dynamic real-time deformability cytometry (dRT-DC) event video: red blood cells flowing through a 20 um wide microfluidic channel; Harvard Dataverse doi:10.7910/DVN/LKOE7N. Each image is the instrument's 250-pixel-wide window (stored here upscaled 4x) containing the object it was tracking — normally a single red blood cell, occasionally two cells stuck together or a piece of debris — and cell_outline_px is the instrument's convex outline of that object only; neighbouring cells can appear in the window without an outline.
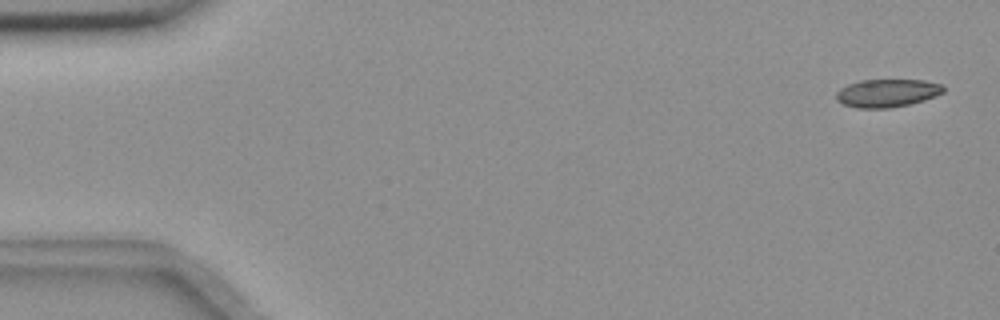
{"species": "common noctule bat (a hibernating species)", "species_latin": "Nyctalus noctula", "temperature_condition": "room temperature", "stored_images_in_passage": 55, "camera_frame_rate_fps": 3000, "um_per_image_px": 0.085, "animal": {"sex": "female", "body_mass_g": 18.4}, "frame": {"image": 1, "passage_image": 2, "time_ms": 0.333, "image_size_px": [1000, 320], "cell_outline_px": [[944, 92], [924, 100], [908, 104], [888, 108], [856, 108], [844, 104], [836, 100], [836, 92], [840, 88], [848, 84], [860, 80], [924, 80], [944, 84]], "centroid_in_image_um": [75.4, 7.9], "position_along_channel_um": 9.6, "area_um2": 17.51}}
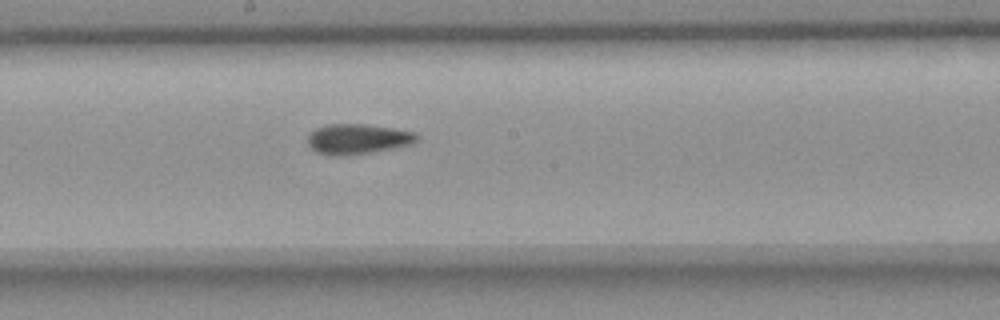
{"frame": {"image": 2, "passage_image": 30, "time_ms": 9.667, "image_size_px": [1000, 320], "cell_outline_px": [[420, 136], [412, 144], [368, 152], [340, 156], [336, 156], [316, 152], [308, 144], [308, 132], [324, 124], [368, 124], [416, 132]], "centroid_in_image_um": [30.37, 11.79], "position_along_channel_um": 217.8, "area_um2": 19.13}}
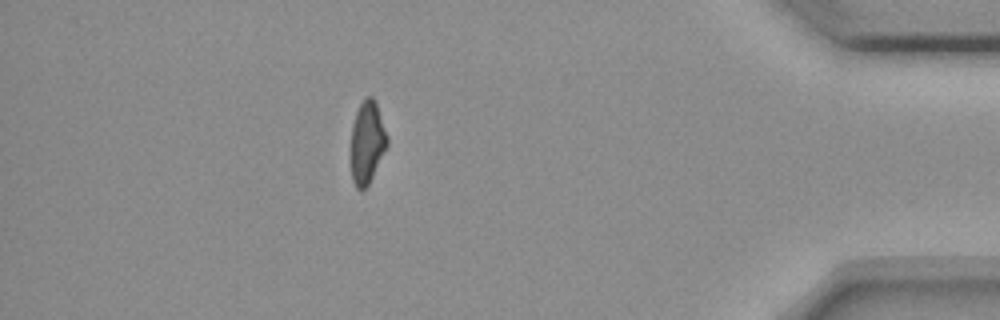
{"frame": {"image": 3, "passage_image": 49, "time_ms": 16.0, "image_size_px": [1000, 320], "cell_outline_px": [[388, 144], [368, 184], [364, 188], [356, 188], [352, 180], [352, 124], [356, 112], [364, 96], [372, 96], [376, 104], [388, 136]], "centroid_in_image_um": [31.21, 12.06], "position_along_channel_um": 404.0, "area_um2": 16.99}, "authors_computed_cell_mechanics": {"area_um2": 18.5538, "velocity_mm_per_s": 3.6579, "shape_relaxation_time_tau1_ms": null, "shape_relaxation_time_tau2_ms": 2.4, "deformation_change_tau1": null, "deformation_change_tau2": 0.0878}}